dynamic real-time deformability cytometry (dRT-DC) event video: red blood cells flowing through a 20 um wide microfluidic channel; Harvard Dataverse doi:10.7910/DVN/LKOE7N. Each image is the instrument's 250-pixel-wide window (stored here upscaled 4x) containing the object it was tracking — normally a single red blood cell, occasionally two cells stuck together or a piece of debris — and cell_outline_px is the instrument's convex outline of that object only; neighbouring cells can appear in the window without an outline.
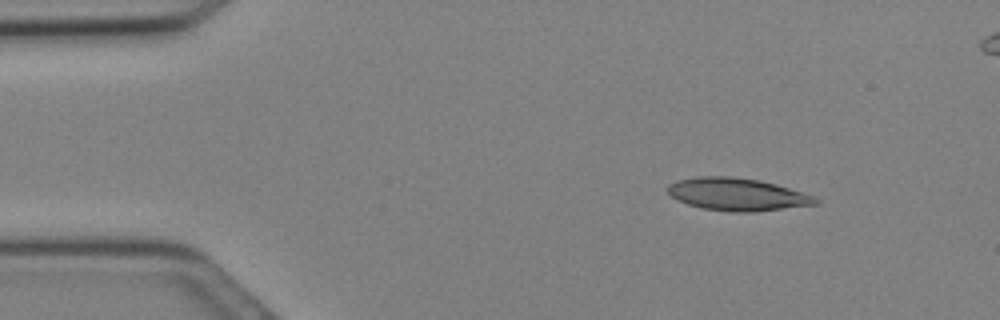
{"species": "Egyptian fruit bat (a non-hibernating species)", "species_latin": "Rousettus aegyptiacus", "temperature_condition": "cold", "stored_images_in_passage": 11, "camera_frame_rate_fps": 3000, "um_per_image_px": 0.085, "animal": {"sex": "female"}, "frame": {"image": 1, "passage_image": 4, "time_ms": 1.0, "image_size_px": [1000, 320], "cell_outline_px": [[820, 204], [752, 212], [732, 212], [704, 208], [688, 204], [672, 196], [668, 192], [668, 184], [676, 180], [696, 176], [732, 176], [760, 180], [776, 184], [816, 196], [820, 200]], "centroid_in_image_um": [62.71, 16.51], "position_along_channel_um": 22.3, "area_um2": 28.15}}
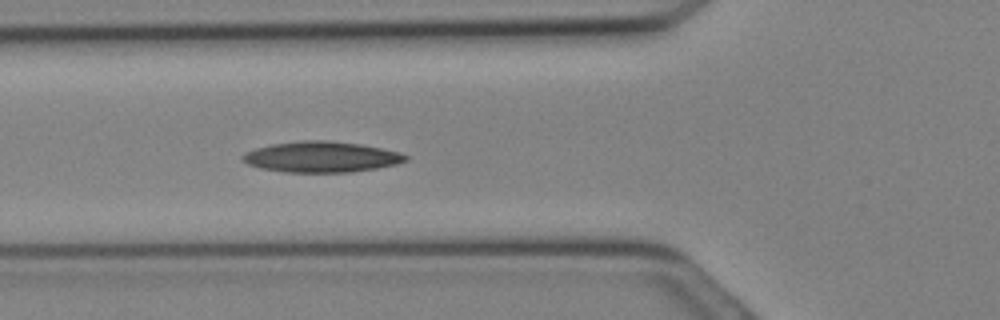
{"frame": {"image": 2, "passage_image": 11, "time_ms": 3.333, "image_size_px": [1000, 320], "cell_outline_px": [[408, 160], [396, 164], [376, 168], [352, 172], [284, 172], [260, 168], [248, 164], [240, 160], [240, 156], [244, 152], [256, 148], [272, 144], [300, 140], [328, 140], [360, 144], [400, 152], [408, 156]], "centroid_in_image_um": [27.27, 13.33], "position_along_channel_um": 98.5, "area_um2": 29.36}}